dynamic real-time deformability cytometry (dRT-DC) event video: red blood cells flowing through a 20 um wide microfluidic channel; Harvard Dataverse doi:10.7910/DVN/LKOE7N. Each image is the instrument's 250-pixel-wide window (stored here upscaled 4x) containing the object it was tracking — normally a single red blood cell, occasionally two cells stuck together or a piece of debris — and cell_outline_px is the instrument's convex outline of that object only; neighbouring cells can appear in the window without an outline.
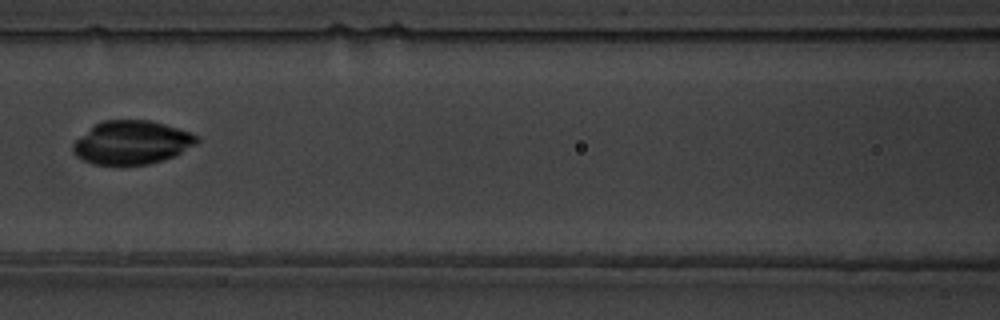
{"species": "common noctule bat (a hibernating species)", "species_latin": "Nyctalus noctula", "temperature_condition": "warm", "stored_images_in_passage": 6, "camera_frame_rate_fps": 3000, "um_per_image_px": 0.085, "animal": {"sex": "male", "body_mass_g": 19.5, "forearm_length_mm": 54.6}, "frame": {"image": 1, "passage_image": 6, "time_ms": 5.667, "image_size_px": [1000, 320], "cell_outline_px": [[200, 140], [196, 144], [176, 156], [148, 164], [92, 164], [76, 156], [72, 152], [72, 144], [76, 140], [96, 124], [104, 120], [148, 120], [164, 124], [200, 136]], "centroid_in_image_um": [11.22, 12.12], "position_along_channel_um": 155.4, "area_um2": 31.15}}